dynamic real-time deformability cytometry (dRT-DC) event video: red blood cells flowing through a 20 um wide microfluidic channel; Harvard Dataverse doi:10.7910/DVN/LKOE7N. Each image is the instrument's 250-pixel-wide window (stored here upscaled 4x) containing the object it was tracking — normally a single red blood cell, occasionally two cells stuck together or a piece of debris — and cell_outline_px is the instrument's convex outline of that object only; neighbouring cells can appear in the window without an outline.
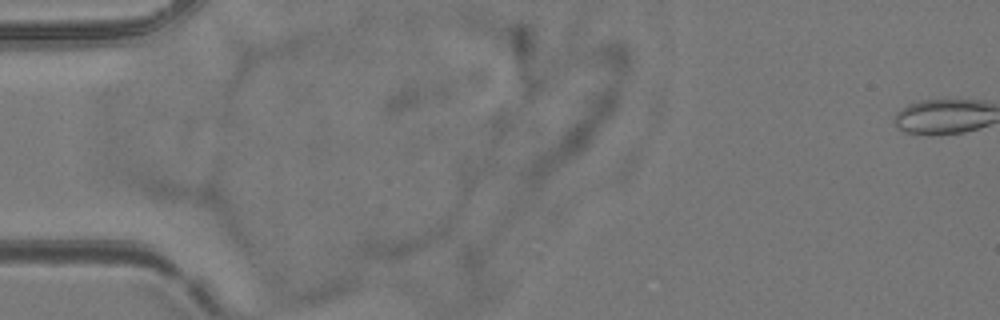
{"species": "common noctule bat (a hibernating species)", "species_latin": "Nyctalus noctula", "temperature_condition": "room temperature", "stored_images_in_passage": 3, "segment_of_instrument_passage": [2, 3], "camera_frame_rate_fps": 3000, "um_per_image_px": 0.085, "animal": {"sex": "female", "body_mass_g": 24.6, "forearm_length_mm": 56.2}, "frame": {"image": 1, "passage_image": 2, "time_ms": 0.333, "image_size_px": [1000, 320], "cell_outline_px": [[252, 256], [248, 256], [152, 196], [140, 188], [132, 180], [128, 172], [128, 168], [216, 160], [220, 164], [252, 244]], "centroid_in_image_um": [16.78, 16.8], "position_along_channel_um": 68.2, "area_um2": 40.4}}